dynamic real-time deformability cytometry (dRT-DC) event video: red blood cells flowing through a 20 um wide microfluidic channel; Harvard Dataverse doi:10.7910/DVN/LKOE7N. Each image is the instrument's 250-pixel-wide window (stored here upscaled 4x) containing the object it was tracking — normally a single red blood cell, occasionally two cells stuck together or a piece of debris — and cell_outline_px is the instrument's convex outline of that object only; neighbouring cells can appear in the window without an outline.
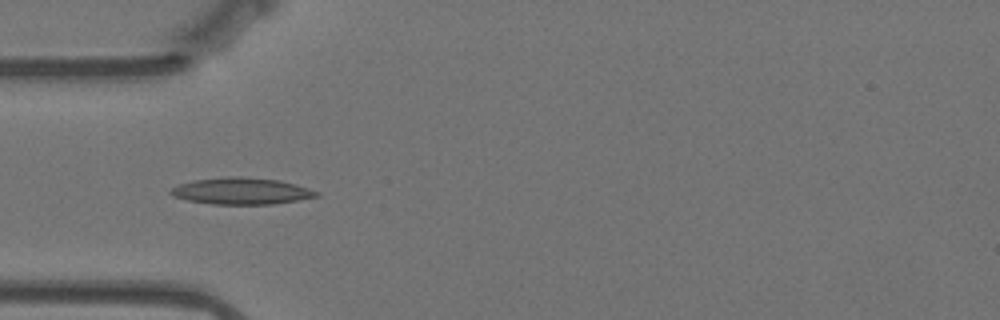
{"species": "Egyptian fruit bat (a non-hibernating species)", "species_latin": "Rousettus aegyptiacus", "temperature_condition": "warm", "stored_images_in_passage": 9, "camera_frame_rate_fps": 3000, "um_per_image_px": 0.085, "animal": {"sex": "female"}, "frame": {"image": 1, "passage_image": 6, "time_ms": 1.667, "image_size_px": [1000, 320], "cell_outline_px": [[320, 196], [272, 204], [212, 204], [188, 200], [172, 196], [168, 192], [172, 188], [180, 184], [192, 180], [224, 176], [240, 176], [280, 180], [308, 188], [320, 192]], "centroid_in_image_um": [20.5, 16.23], "position_along_channel_um": 64.5, "area_um2": 22.66}}
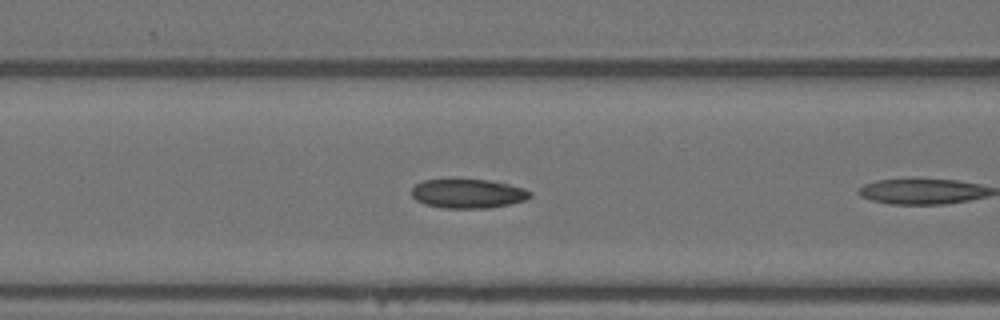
{"frame": {"image": 2, "passage_image": 8, "time_ms": 2.333, "image_size_px": [1000, 320], "cell_outline_px": [[532, 196], [524, 200], [508, 204], [488, 208], [444, 208], [424, 204], [416, 200], [412, 196], [412, 188], [416, 184], [424, 180], [456, 176], [488, 180], [508, 184], [524, 188], [532, 192]], "centroid_in_image_um": [39.73, 16.41], "position_along_channel_um": 126.9, "area_um2": 20.87}}